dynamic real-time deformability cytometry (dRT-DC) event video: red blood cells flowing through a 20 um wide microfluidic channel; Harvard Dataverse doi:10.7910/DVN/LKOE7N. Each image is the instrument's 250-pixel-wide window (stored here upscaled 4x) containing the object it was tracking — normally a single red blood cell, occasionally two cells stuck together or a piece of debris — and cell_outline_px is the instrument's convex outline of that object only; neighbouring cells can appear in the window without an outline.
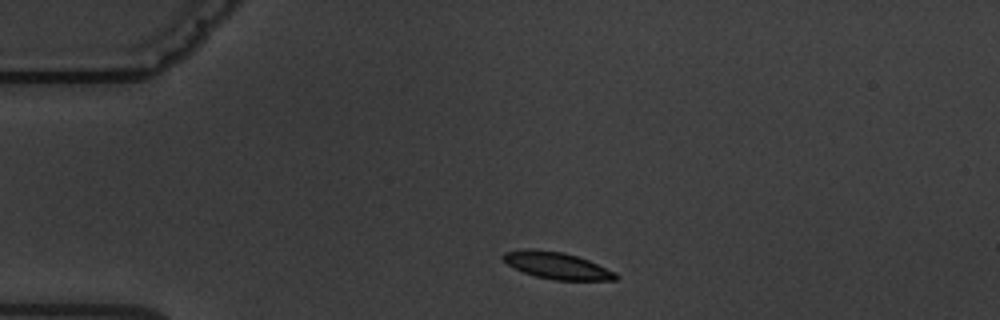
{"species": "common noctule bat (a hibernating species)", "species_latin": "Nyctalus noctula", "temperature_condition": "warm", "stored_images_in_passage": 2, "camera_frame_rate_fps": 3000, "um_per_image_px": 0.085, "animal": {"sex": "male", "body_mass_g": 19.5, "forearm_length_mm": 54.6}, "frame": {"image": 1, "passage_image": 1, "time_ms": 0.0, "image_size_px": [1000, 320], "cell_outline_px": [[620, 276], [616, 280], [556, 280], [536, 276], [524, 272], [508, 264], [500, 256], [504, 252], [524, 248], [536, 248], [564, 252], [588, 260], [616, 272]], "centroid_in_image_um": [47.33, 22.55], "position_along_channel_um": 37.7, "area_um2": 17.69}}